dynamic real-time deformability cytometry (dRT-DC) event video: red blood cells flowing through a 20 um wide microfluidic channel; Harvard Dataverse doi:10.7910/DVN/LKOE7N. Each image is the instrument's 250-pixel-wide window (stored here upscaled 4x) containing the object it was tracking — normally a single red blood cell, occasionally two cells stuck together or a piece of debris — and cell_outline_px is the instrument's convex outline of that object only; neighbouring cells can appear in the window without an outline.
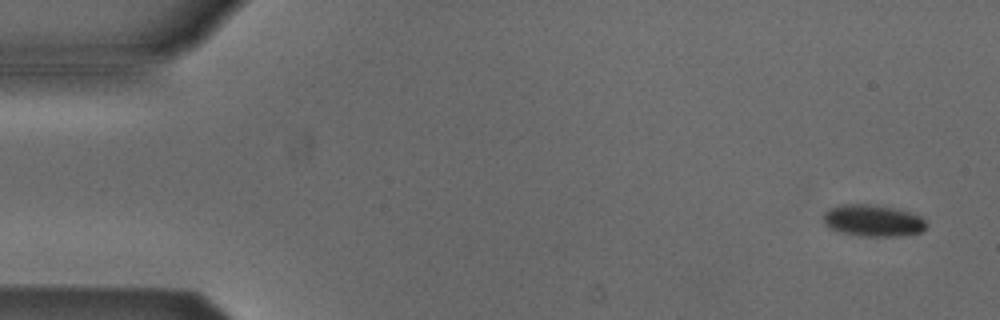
{"species": "Egyptian fruit bat (a non-hibernating species)", "species_latin": "Rousettus aegyptiacus", "temperature_condition": "cold", "stored_images_in_passage": 7, "camera_frame_rate_fps": 3000, "um_per_image_px": 0.085, "animal": {"sex": "male"}, "frame": {"image": 1, "passage_image": 1, "time_ms": 0.0, "image_size_px": [1000, 320], "cell_outline_px": [[928, 228], [920, 232], [900, 236], [860, 236], [840, 232], [828, 228], [824, 224], [824, 212], [840, 204], [868, 204], [892, 208], [908, 212], [920, 216], [928, 224]], "centroid_in_image_um": [74.2, 18.76], "position_along_channel_um": 10.8, "area_um2": 19.02}}
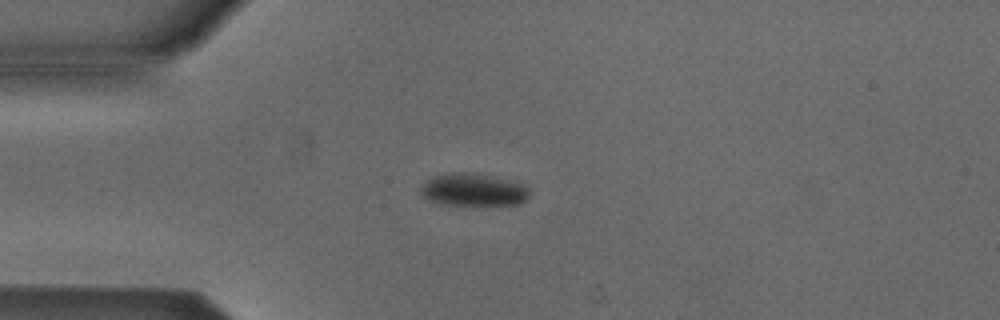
{"frame": {"image": 2, "passage_image": 4, "time_ms": 3.667, "image_size_px": [1000, 320], "cell_outline_px": [[532, 192], [528, 200], [520, 204], [440, 204], [424, 196], [420, 192], [420, 188], [428, 180], [436, 176], [456, 172], [476, 172], [528, 184]], "centroid_in_image_um": [40.37, 16.11], "position_along_channel_um": 44.6, "area_um2": 20.75}}
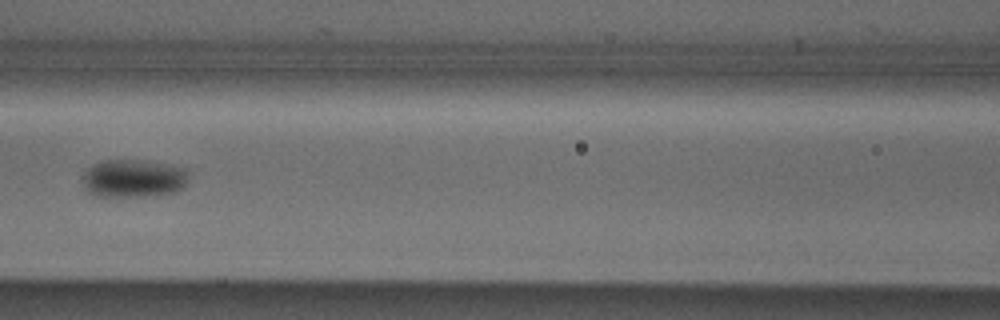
{"frame": {"image": 3, "passage_image": 7, "time_ms": 7.0, "image_size_px": [1000, 320], "cell_outline_px": [[188, 180], [176, 192], [156, 196], [96, 196], [88, 192], [84, 188], [80, 176], [92, 164], [100, 160], [148, 160], [188, 168]], "centroid_in_image_um": [11.33, 15.15], "position_along_channel_um": 155.3, "area_um2": 24.1}}